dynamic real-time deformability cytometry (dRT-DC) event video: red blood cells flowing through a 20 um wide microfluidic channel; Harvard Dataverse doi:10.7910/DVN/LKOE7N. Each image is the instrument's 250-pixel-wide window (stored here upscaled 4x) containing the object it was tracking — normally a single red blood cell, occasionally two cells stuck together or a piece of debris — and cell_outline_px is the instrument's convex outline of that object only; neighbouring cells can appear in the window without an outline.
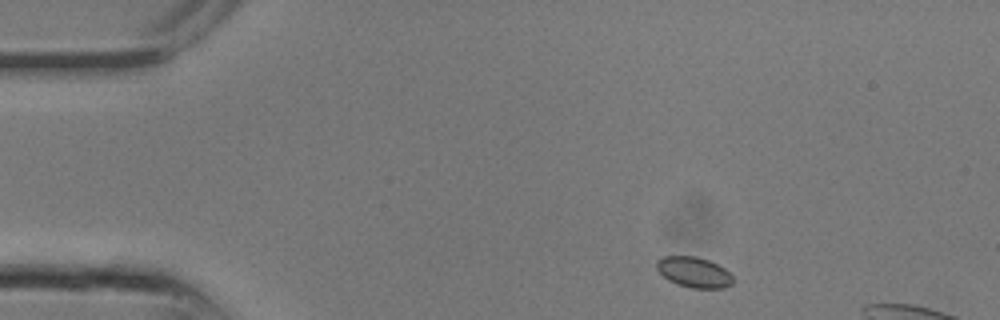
{"species": "common noctule bat (a hibernating species)", "species_latin": "Nyctalus noctula", "temperature_condition": "room temperature", "stored_images_in_passage": 5, "camera_frame_rate_fps": 3000, "um_per_image_px": 0.085, "animal": {"sex": "male", "body_mass_g": 13.3}, "frame": {"image": 1, "passage_image": 1, "time_ms": 0.0, "image_size_px": [1000, 320], "cell_outline_px": [[732, 284], [724, 288], [692, 288], [676, 284], [668, 280], [656, 268], [656, 260], [664, 256], [696, 256], [708, 260], [724, 268], [732, 276]], "centroid_in_image_um": [58.96, 23.13], "position_along_channel_um": 26.0, "area_um2": 13.53}}